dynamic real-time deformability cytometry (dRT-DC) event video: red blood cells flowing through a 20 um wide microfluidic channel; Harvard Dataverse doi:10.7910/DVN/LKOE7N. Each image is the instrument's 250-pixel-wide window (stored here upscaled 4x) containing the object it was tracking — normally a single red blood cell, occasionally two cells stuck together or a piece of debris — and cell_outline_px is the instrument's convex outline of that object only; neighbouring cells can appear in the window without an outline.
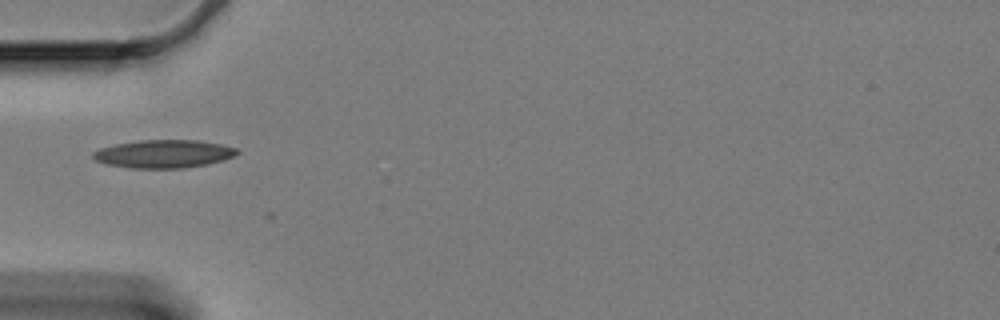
{"species": "Egyptian fruit bat (a non-hibernating species)", "species_latin": "Rousettus aegyptiacus", "temperature_condition": "cold", "stored_images_in_passage": 6, "camera_frame_rate_fps": 3000, "um_per_image_px": 0.085, "animal": {"sex": "female"}, "frame": {"image": 1, "passage_image": 1, "time_ms": 0.0, "image_size_px": [1000, 320], "cell_outline_px": [[240, 152], [224, 160], [184, 168], [132, 168], [104, 164], [96, 160], [92, 156], [92, 152], [100, 148], [116, 144], [140, 140], [196, 140], [220, 144], [236, 148]], "centroid_in_image_um": [13.88, 13.08], "position_along_channel_um": 71.1, "area_um2": 23.41}}
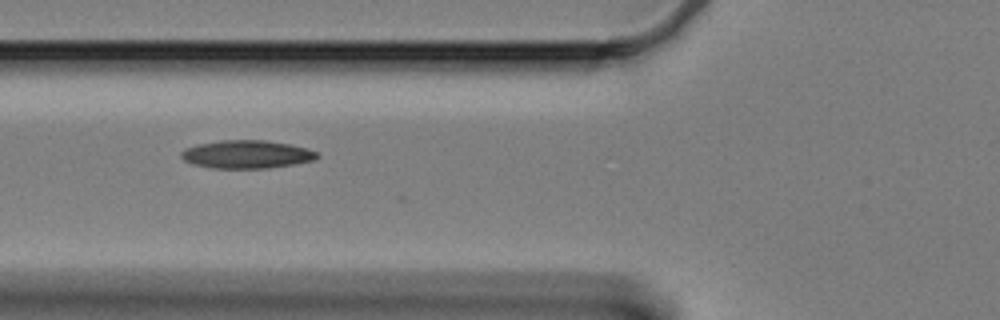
{"frame": {"image": 2, "passage_image": 4, "time_ms": 1.0, "image_size_px": [1000, 320], "cell_outline_px": [[320, 156], [312, 160], [292, 164], [268, 168], [212, 168], [192, 164], [184, 160], [180, 156], [180, 152], [184, 148], [196, 144], [220, 140], [264, 140], [292, 144], [308, 148], [316, 152]], "centroid_in_image_um": [20.93, 13.11], "position_along_channel_um": 104.9, "area_um2": 22.37}}